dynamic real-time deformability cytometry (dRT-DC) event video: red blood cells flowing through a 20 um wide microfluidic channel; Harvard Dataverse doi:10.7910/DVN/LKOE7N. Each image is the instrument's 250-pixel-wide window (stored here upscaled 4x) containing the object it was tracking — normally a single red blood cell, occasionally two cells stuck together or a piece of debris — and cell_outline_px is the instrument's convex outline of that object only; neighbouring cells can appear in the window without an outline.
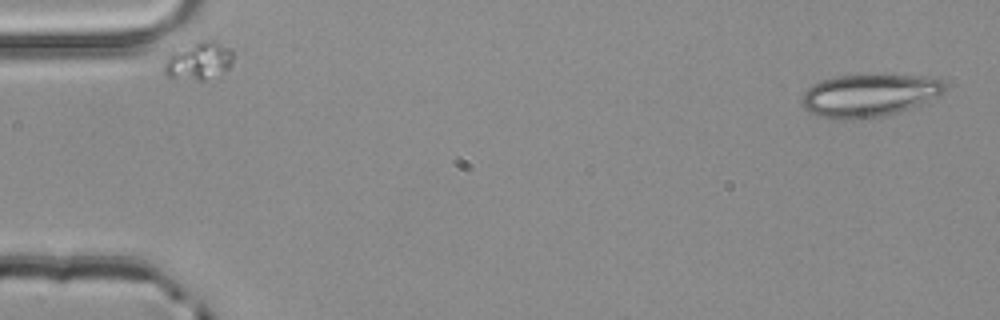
{"species": "common noctule bat (a hibernating species)", "species_latin": "Nyctalus noctula", "temperature_condition": "room temperature", "stored_images_in_passage": 5, "camera_frame_rate_fps": 3000, "um_per_image_px": 0.085, "animal": {"sex": "male", "body_mass_g": 20.4}, "frame": {"image": 1, "passage_image": 1, "time_ms": 0.0, "image_size_px": [1000, 320], "cell_outline_px": [[948, 88], [944, 92], [920, 104], [896, 112], [880, 116], [852, 120], [832, 120], [816, 116], [808, 112], [800, 104], [800, 100], [804, 92], [812, 84], [836, 76], [940, 76], [944, 80]], "centroid_in_image_um": [73.85, 8.12], "position_along_channel_um": 11.1, "area_um2": 35.66}}
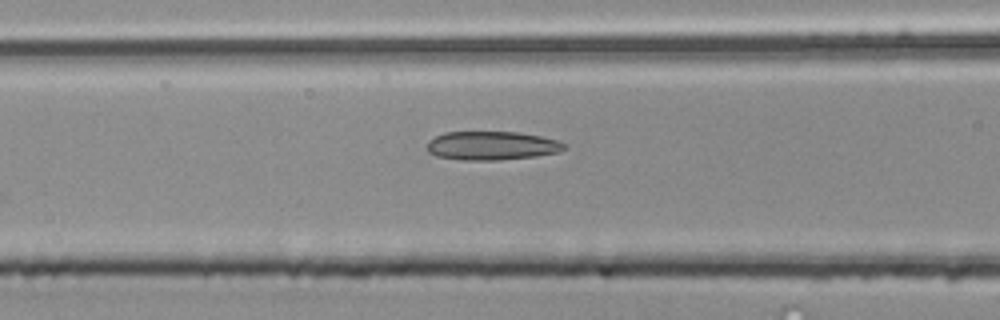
{"frame": {"image": 2, "passage_image": 5, "time_ms": 1.333, "image_size_px": [1000, 320], "cell_outline_px": [[568, 148], [560, 152], [536, 156], [500, 160], [460, 160], [436, 156], [428, 152], [428, 140], [444, 132], [520, 132], [540, 136], [556, 140], [568, 144]], "centroid_in_image_um": [41.84, 12.38], "position_along_channel_um": 124.8, "area_um2": 23.18}}